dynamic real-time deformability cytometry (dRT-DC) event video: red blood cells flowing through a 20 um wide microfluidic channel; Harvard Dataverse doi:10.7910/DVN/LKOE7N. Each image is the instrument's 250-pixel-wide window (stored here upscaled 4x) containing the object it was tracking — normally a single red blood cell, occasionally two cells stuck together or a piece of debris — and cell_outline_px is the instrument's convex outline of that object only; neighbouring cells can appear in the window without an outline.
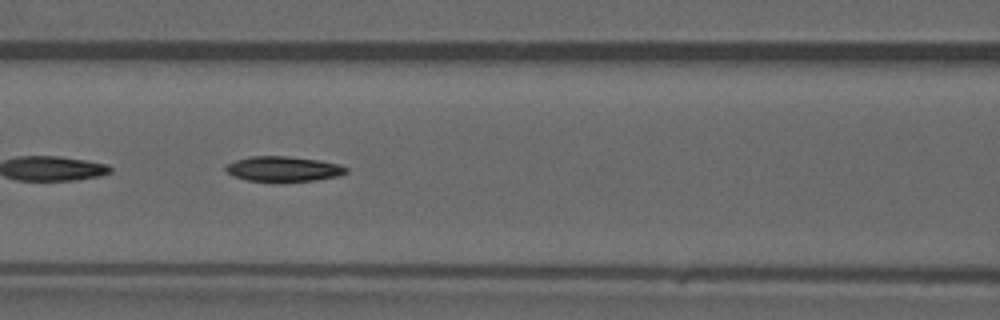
{"species": "common noctule bat (a hibernating species)", "species_latin": "Nyctalus noctula", "temperature_condition": "warm", "stored_images_in_passage": 46, "camera_frame_rate_fps": 3000, "um_per_image_px": 0.085, "animal": {"sex": "male", "forearm_length_mm": 52.5}, "frame": {"image": 1, "passage_image": 20, "time_ms": 6.333, "image_size_px": [1000, 320], "cell_outline_px": [[348, 172], [340, 176], [316, 180], [248, 180], [232, 176], [224, 168], [228, 164], [236, 160], [252, 156], [288, 156], [320, 160], [340, 164], [348, 168]], "centroid_in_image_um": [24.14, 14.34], "position_along_channel_um": 142.5, "area_um2": 17.34}}